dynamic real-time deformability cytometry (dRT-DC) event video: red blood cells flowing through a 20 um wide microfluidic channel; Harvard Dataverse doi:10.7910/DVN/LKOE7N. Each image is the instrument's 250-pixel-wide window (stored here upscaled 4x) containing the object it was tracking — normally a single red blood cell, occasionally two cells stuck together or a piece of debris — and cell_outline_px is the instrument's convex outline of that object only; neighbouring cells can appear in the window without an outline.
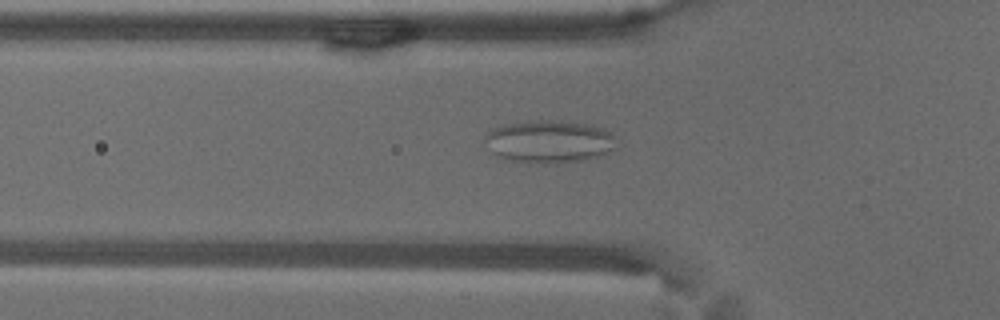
{"species": "common noctule bat (a hibernating species)", "species_latin": "Nyctalus noctula", "temperature_condition": "warm", "stored_images_in_passage": 56, "camera_frame_rate_fps": 3000, "um_per_image_px": 0.085, "animal": {"sex": "male", "body_mass_g": 18.8}, "frame": {"image": 1, "passage_image": 19, "time_ms": 6.0, "image_size_px": [1000, 320], "cell_outline_px": [[616, 148], [600, 156], [584, 160], [556, 164], [528, 164], [504, 160], [496, 156], [492, 152], [484, 140], [484, 136], [488, 132], [504, 124], [528, 120], [560, 120], [588, 124], [604, 128], [612, 132]], "centroid_in_image_um": [46.66, 12.05], "position_along_channel_um": 79.1, "area_um2": 33.52}}
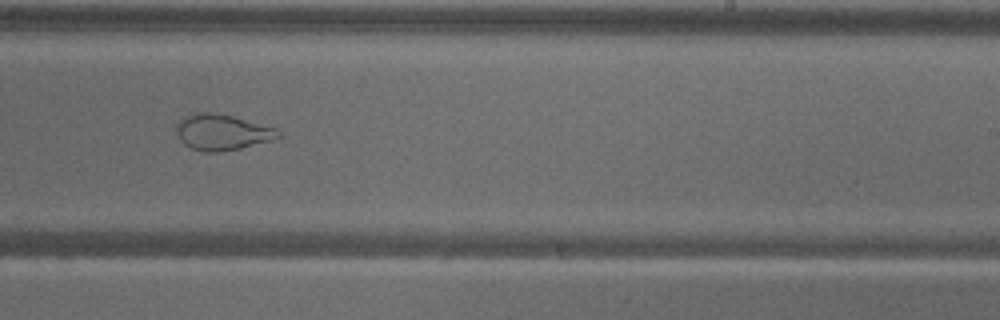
{"frame": {"image": 2, "passage_image": 35, "time_ms": 11.333, "image_size_px": [1000, 320], "cell_outline_px": [[280, 136], [272, 140], [240, 148], [220, 152], [204, 152], [192, 148], [184, 144], [180, 140], [176, 132], [176, 124], [184, 116], [196, 112], [212, 112], [232, 116], [276, 128], [280, 132]], "centroid_in_image_um": [18.84, 11.23], "position_along_channel_um": 270.2, "area_um2": 21.21}}
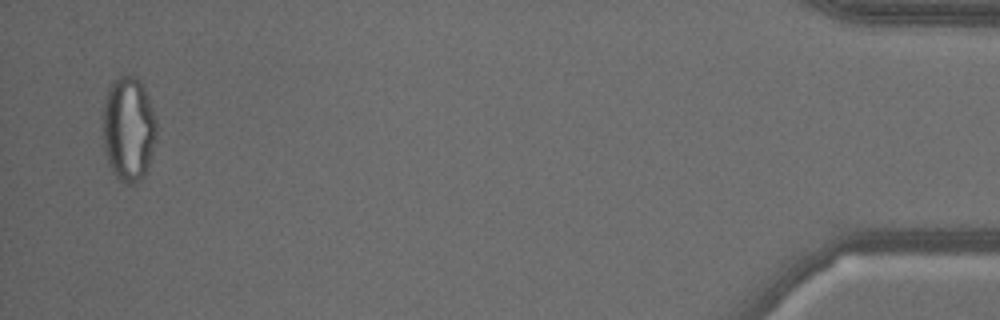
{"frame": {"image": 3, "passage_image": 55, "time_ms": 18.0, "image_size_px": [1000, 320], "cell_outline_px": [[156, 136], [148, 164], [144, 176], [140, 180], [132, 184], [124, 184], [112, 172], [104, 148], [104, 96], [112, 84], [120, 76], [136, 76], [140, 80], [144, 88], [156, 116]], "centroid_in_image_um": [10.93, 10.96], "position_along_channel_um": 424.3, "area_um2": 32.43}, "authors_computed_cell_mechanics": {"area_um2": 29.478, "velocity_mm_per_s": 3.5647, "shape_relaxation_time_tau1_ms": null, "shape_relaxation_time_tau2_ms": 1.2195, "deformation_change_tau1": null, "deformation_change_tau2": 0.0704}}